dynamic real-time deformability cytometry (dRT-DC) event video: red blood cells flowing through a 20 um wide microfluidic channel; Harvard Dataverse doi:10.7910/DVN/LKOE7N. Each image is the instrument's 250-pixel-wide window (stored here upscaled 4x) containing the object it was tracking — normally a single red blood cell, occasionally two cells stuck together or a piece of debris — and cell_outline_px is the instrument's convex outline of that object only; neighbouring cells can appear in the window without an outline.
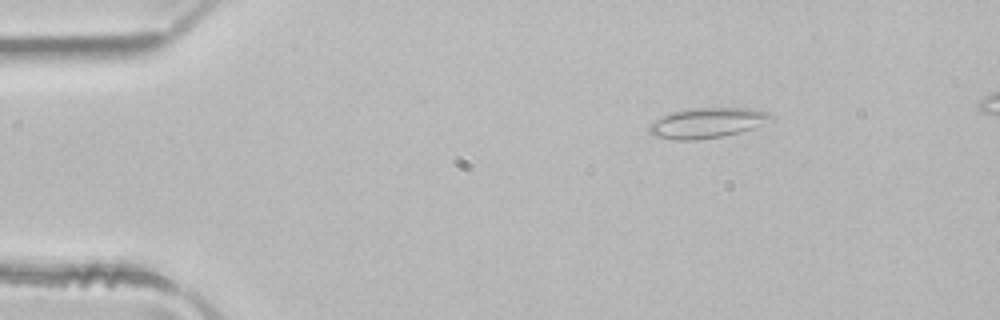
{"species": "common noctule bat (a hibernating species)", "species_latin": "Nyctalus noctula", "temperature_condition": "room temperature", "stored_images_in_passage": 5, "segment_of_instrument_passage": [2, 2], "camera_frame_rate_fps": 3000, "um_per_image_px": 0.085, "animal": {"sex": "male", "body_mass_g": 21.5, "forearm_length_mm": 52.0}, "frame": {"image": 1, "passage_image": 5, "time_ms": 1.333, "image_size_px": [1000, 320], "cell_outline_px": [[776, 116], [772, 120], [752, 128], [740, 132], [720, 136], [696, 140], [676, 140], [652, 136], [648, 132], [648, 124], [672, 112], [688, 108], [748, 108], [768, 112]], "centroid_in_image_um": [60.09, 10.44], "position_along_channel_um": 24.9, "area_um2": 21.44}}